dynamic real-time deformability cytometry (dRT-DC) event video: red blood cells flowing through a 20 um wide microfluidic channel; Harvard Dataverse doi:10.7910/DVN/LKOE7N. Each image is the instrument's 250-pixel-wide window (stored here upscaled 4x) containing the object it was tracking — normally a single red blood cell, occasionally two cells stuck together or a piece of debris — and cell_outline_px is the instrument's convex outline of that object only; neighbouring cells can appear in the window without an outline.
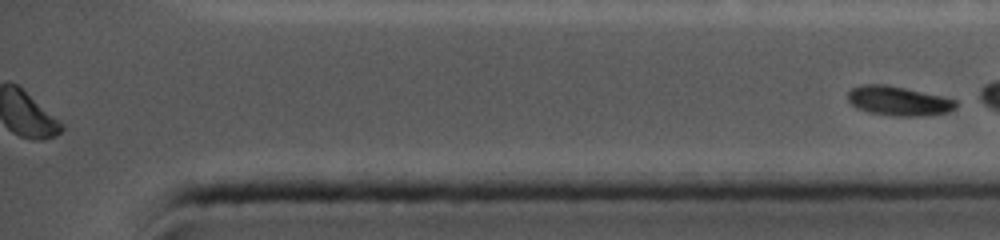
{"species": "common noctule bat (a hibernating species)", "species_latin": "Nyctalus noctula", "temperature_condition": "cold", "stored_images_in_passage": 55, "segment_of_instrument_passage": [2, 2], "camera_frame_rate_fps": 5000, "um_per_image_px": 0.085, "animal": {"sex": "female", "body_mass_g": 19.0, "forearm_length_mm": 56.7}, "frame": {"image": 1, "passage_image": 55, "time_ms": 12.6, "image_size_px": [1000, 240], "cell_outline_px": [[956, 108], [948, 112], [920, 116], [896, 116], [868, 112], [856, 108], [848, 100], [848, 92], [852, 88], [860, 84], [884, 84], [944, 96], [956, 100]], "centroid_in_image_um": [76.36, 8.57], "position_along_channel_um": 358.8, "area_um2": 18.5}}